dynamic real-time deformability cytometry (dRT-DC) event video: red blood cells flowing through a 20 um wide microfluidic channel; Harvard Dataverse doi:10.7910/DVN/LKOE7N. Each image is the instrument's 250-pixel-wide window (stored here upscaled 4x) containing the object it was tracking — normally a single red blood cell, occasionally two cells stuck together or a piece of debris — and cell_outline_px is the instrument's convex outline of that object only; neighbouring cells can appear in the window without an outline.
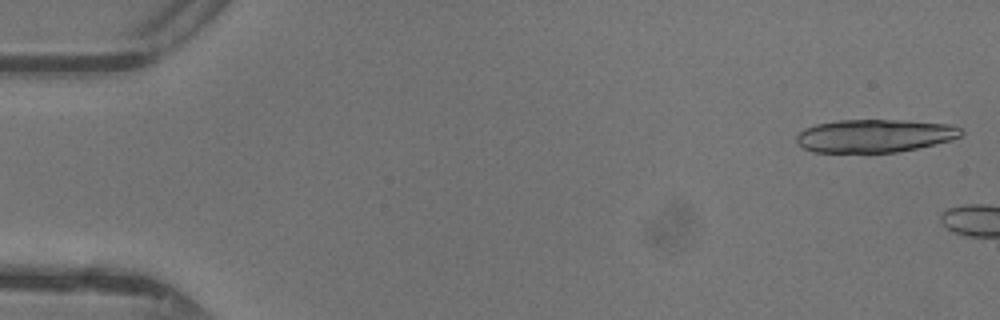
{"species": "common noctule bat (a hibernating species)", "species_latin": "Nyctalus noctula", "temperature_condition": "warm", "stored_images_in_passage": 4, "camera_frame_rate_fps": 3000, "um_per_image_px": 0.085, "animal": {"sex": "female"}, "frame": {"image": 1, "passage_image": 1, "time_ms": 0.0, "image_size_px": [1000, 320], "cell_outline_px": [[964, 132], [960, 136], [952, 140], [916, 148], [896, 152], [812, 152], [796, 144], [796, 136], [804, 128], [816, 124], [836, 120], [904, 120], [948, 124], [960, 128]], "centroid_in_image_um": [74.31, 11.54], "position_along_channel_um": 10.7, "area_um2": 31.73}}